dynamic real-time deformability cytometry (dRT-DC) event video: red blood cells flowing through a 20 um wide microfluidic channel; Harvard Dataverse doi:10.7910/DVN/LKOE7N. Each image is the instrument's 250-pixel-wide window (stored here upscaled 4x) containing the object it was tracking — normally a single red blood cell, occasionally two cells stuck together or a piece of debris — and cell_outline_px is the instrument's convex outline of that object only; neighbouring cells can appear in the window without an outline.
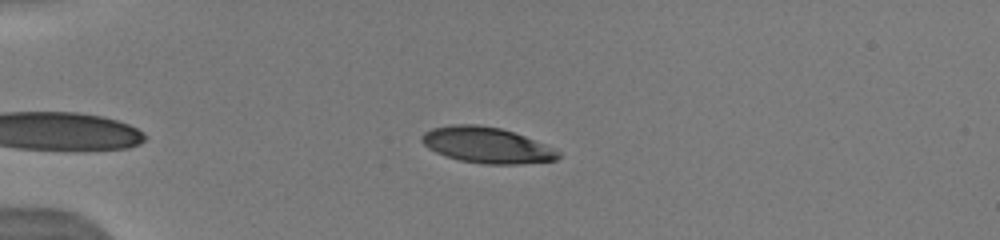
{"species": "human", "species_latin": "Homo sapiens", "temperature_condition": "warm", "stored_images_in_passage": 8, "camera_frame_rate_fps": 3000, "um_per_image_px": 0.085, "donor": {"sex": "male"}, "frame": {"image": 1, "passage_image": 1, "time_ms": 0.0, "image_size_px": [1000, 240], "cell_outline_px": [[560, 156], [556, 160], [520, 164], [484, 164], [460, 160], [444, 156], [428, 148], [420, 140], [420, 136], [424, 132], [432, 128], [452, 124], [476, 124], [500, 128], [524, 136], [544, 144], [560, 152]], "centroid_in_image_um": [41.33, 12.33], "position_along_channel_um": 43.7, "area_um2": 28.44}}